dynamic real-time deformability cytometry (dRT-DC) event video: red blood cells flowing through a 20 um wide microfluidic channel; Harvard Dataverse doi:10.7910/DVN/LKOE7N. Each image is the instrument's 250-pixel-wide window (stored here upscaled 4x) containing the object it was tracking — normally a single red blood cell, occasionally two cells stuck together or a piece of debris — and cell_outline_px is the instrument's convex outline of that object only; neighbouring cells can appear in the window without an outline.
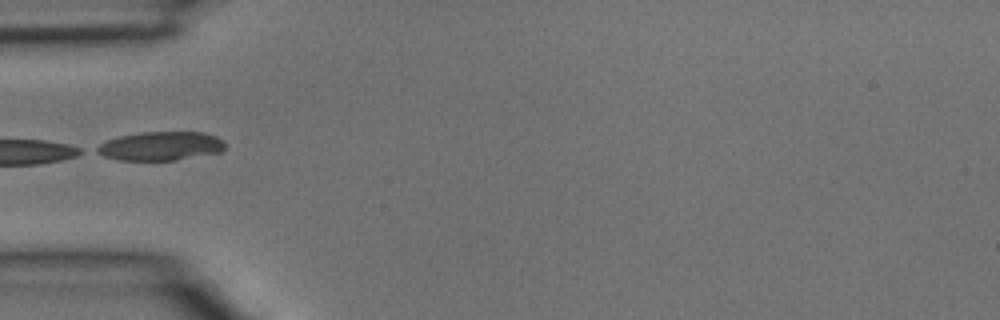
{"species": "common noctule bat (a hibernating species)", "species_latin": "Nyctalus noctula", "temperature_condition": "room temperature", "stored_images_in_passage": 3, "camera_frame_rate_fps": 3000, "um_per_image_px": 0.085, "animal": {"sex": "male", "body_mass_g": 15.6}, "frame": {"image": 1, "passage_image": 3, "time_ms": 0.667, "image_size_px": [1000, 320], "cell_outline_px": [[224, 148], [220, 152], [176, 160], [120, 160], [104, 156], [96, 152], [92, 148], [108, 140], [120, 136], [144, 132], [204, 132], [216, 136], [224, 144]], "centroid_in_image_um": [13.62, 12.41], "position_along_channel_um": 71.4, "area_um2": 21.39}}